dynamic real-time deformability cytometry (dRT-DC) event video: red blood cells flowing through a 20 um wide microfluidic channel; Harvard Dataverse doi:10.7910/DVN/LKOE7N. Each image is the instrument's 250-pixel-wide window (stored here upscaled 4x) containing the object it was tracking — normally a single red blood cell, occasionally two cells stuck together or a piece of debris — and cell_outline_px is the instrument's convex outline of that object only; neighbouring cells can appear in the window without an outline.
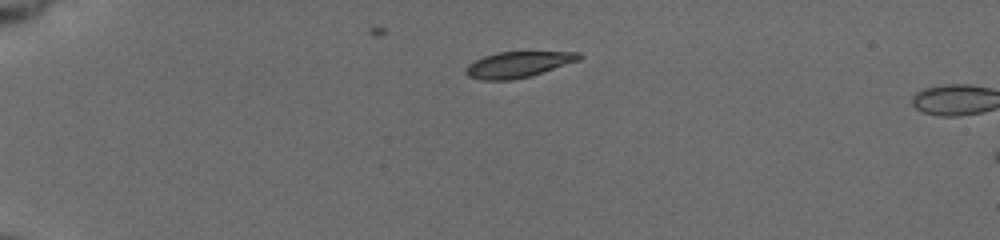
{"species": "common noctule bat (a hibernating species)", "species_latin": "Nyctalus noctula", "temperature_condition": "cold", "stored_images_in_passage": 2, "camera_frame_rate_fps": 3000, "um_per_image_px": 0.085, "animal": {"sex": "female", "body_mass_g": 19.5, "forearm_length_mm": 54.1}, "frame": {"image": 1, "passage_image": 1, "time_ms": 0.0, "image_size_px": [1000, 240], "cell_outline_px": [[584, 56], [580, 60], [528, 76], [512, 80], [480, 80], [468, 76], [464, 72], [464, 68], [468, 64], [484, 56], [500, 52], [580, 52]], "centroid_in_image_um": [44.01, 5.48], "position_along_channel_um": 41.0, "area_um2": 16.94}}